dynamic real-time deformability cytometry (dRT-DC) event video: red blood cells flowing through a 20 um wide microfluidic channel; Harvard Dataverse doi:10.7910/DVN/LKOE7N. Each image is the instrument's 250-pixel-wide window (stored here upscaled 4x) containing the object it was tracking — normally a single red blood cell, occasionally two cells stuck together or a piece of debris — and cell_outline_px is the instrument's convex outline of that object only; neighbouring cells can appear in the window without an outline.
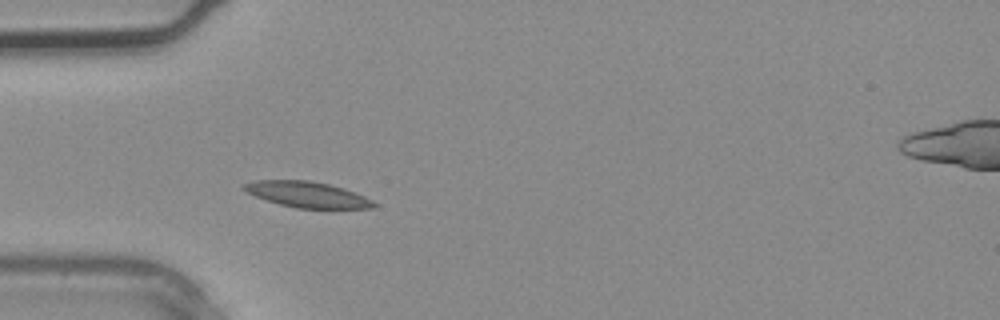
{"species": "common noctule bat (a hibernating species)", "species_latin": "Nyctalus noctula", "temperature_condition": "warm", "stored_images_in_passage": 3, "camera_frame_rate_fps": 3000, "um_per_image_px": 0.085, "animal": {"sex": "male", "body_mass_g": 20.4}, "frame": {"image": 1, "passage_image": 2, "time_ms": 0.333, "image_size_px": [1000, 320], "cell_outline_px": [[376, 208], [296, 208], [280, 204], [256, 196], [240, 188], [240, 184], [252, 180], [308, 180], [328, 184], [344, 188], [364, 196], [372, 200], [376, 204]], "centroid_in_image_um": [26.08, 16.52], "position_along_channel_um": 58.9, "area_um2": 19.48}}